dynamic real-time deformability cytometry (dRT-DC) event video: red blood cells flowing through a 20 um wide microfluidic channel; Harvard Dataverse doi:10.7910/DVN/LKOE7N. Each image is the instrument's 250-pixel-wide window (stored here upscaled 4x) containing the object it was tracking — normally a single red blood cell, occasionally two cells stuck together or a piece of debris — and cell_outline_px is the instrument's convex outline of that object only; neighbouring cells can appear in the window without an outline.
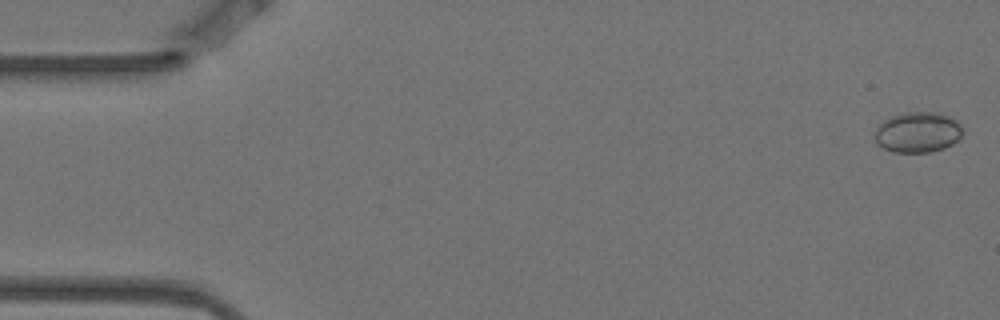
{"species": "Egyptian fruit bat (a non-hibernating species)", "species_latin": "Rousettus aegyptiacus", "temperature_condition": "warm", "stored_images_in_passage": 5, "camera_frame_rate_fps": 3000, "um_per_image_px": 0.085, "animal": {"sex": "female"}, "frame": {"image": 1, "passage_image": 1, "time_ms": 0.0, "image_size_px": [1000, 320], "cell_outline_px": [[964, 132], [952, 144], [944, 148], [932, 152], [892, 152], [876, 144], [872, 136], [876, 128], [888, 116], [900, 112], [936, 112], [948, 116], [956, 120], [960, 124]], "centroid_in_image_um": [77.96, 11.23], "position_along_channel_um": 7.0, "area_um2": 21.15}}